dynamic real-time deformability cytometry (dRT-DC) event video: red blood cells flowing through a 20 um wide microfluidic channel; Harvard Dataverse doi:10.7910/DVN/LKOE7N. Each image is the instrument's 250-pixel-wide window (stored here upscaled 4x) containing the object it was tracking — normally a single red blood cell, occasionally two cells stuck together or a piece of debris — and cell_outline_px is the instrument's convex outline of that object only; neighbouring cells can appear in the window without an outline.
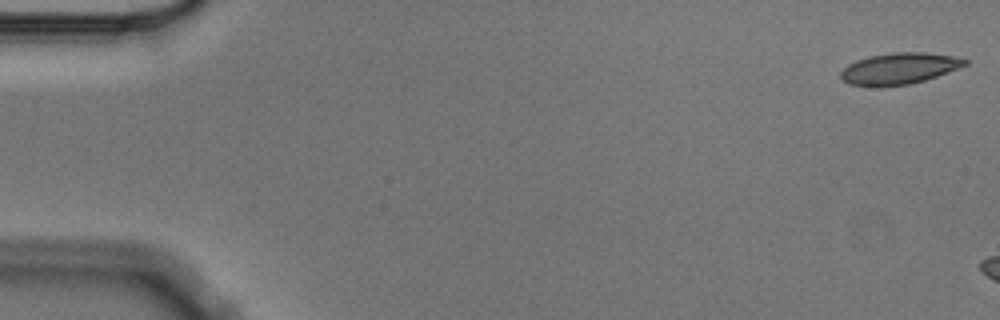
{"species": "Egyptian fruit bat (a non-hibernating species)", "species_latin": "Rousettus aegyptiacus", "temperature_condition": "cold", "stored_images_in_passage": 3, "camera_frame_rate_fps": 3000, "um_per_image_px": 0.085, "animal": {"sex": "male"}, "frame": {"image": 1, "passage_image": 1, "time_ms": 0.0, "image_size_px": [1000, 320], "cell_outline_px": [[968, 64], [936, 76], [924, 80], [908, 84], [880, 88], [876, 88], [848, 84], [840, 76], [840, 72], [848, 64], [856, 60], [868, 56], [892, 52], [924, 52], [952, 56], [968, 60]], "centroid_in_image_um": [76.37, 5.84], "position_along_channel_um": 8.6, "area_um2": 22.83}}